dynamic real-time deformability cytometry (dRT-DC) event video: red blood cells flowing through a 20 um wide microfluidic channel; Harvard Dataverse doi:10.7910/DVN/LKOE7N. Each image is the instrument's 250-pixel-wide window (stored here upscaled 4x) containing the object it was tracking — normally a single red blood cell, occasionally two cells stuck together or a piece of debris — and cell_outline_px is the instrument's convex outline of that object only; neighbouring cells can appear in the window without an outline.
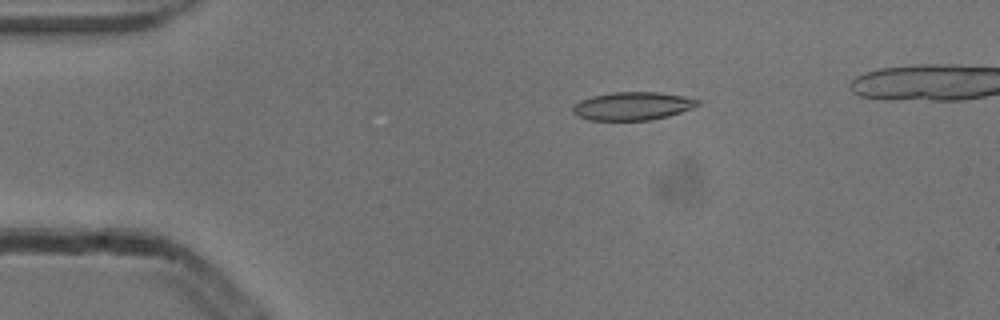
{"species": "common noctule bat (a hibernating species)", "species_latin": "Nyctalus noctula", "temperature_condition": "cold", "stored_images_in_passage": 5, "camera_frame_rate_fps": 3000, "um_per_image_px": 0.085, "animal": {"sex": "male", "body_mass_g": 13.3}, "frame": {"image": 1, "passage_image": 2, "time_ms": 0.333, "image_size_px": [1000, 320], "cell_outline_px": [[700, 104], [692, 108], [668, 116], [652, 120], [588, 120], [576, 116], [572, 112], [572, 108], [580, 100], [592, 96], [612, 92], [660, 92], [684, 96], [700, 100]], "centroid_in_image_um": [53.76, 9.01], "position_along_channel_um": 31.2, "area_um2": 20.58}}
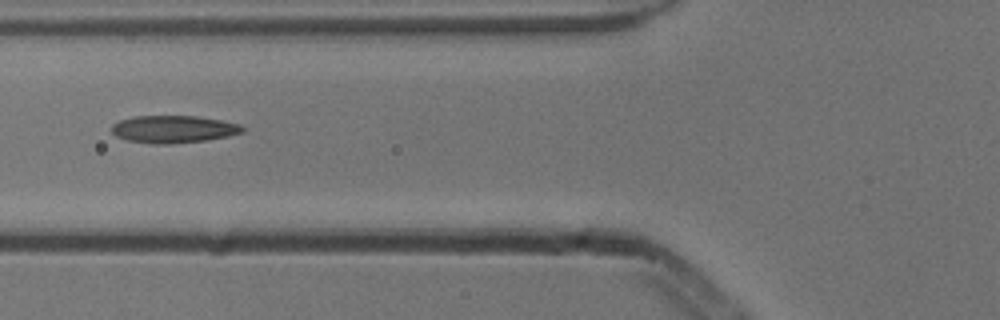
{"frame": {"image": 2, "passage_image": 5, "time_ms": 1.333, "image_size_px": [1000, 320], "cell_outline_px": [[244, 132], [228, 136], [208, 140], [172, 144], [152, 144], [128, 140], [116, 136], [112, 132], [112, 124], [120, 120], [132, 116], [196, 116], [220, 120], [240, 124], [244, 128]], "centroid_in_image_um": [14.74, 10.98], "position_along_channel_um": 111.1, "area_um2": 20.98}}